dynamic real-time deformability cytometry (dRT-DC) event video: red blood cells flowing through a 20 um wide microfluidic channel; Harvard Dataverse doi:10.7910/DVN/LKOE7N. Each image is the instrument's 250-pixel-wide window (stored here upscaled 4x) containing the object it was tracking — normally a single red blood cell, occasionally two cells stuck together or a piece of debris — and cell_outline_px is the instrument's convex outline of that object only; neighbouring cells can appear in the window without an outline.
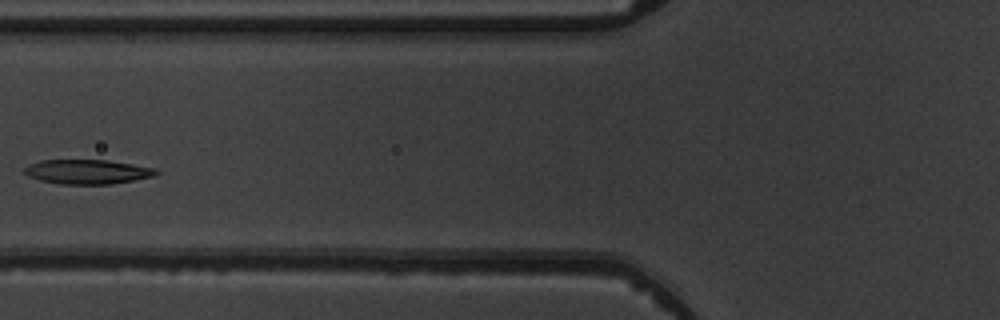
{"species": "common noctule bat (a hibernating species)", "species_latin": "Nyctalus noctula", "temperature_condition": "warm", "stored_images_in_passage": 6, "camera_frame_rate_fps": 3000, "um_per_image_px": 0.085, "animal": {"sex": "male", "body_mass_g": 19.5, "forearm_length_mm": 54.6}, "frame": {"image": 1, "passage_image": 5, "time_ms": 4.667, "image_size_px": [1000, 320], "cell_outline_px": [[160, 172], [152, 176], [112, 184], [60, 184], [40, 180], [28, 176], [20, 172], [28, 164], [40, 160], [108, 160], [156, 168]], "centroid_in_image_um": [7.37, 14.59], "position_along_channel_um": 118.4, "area_um2": 18.84}}
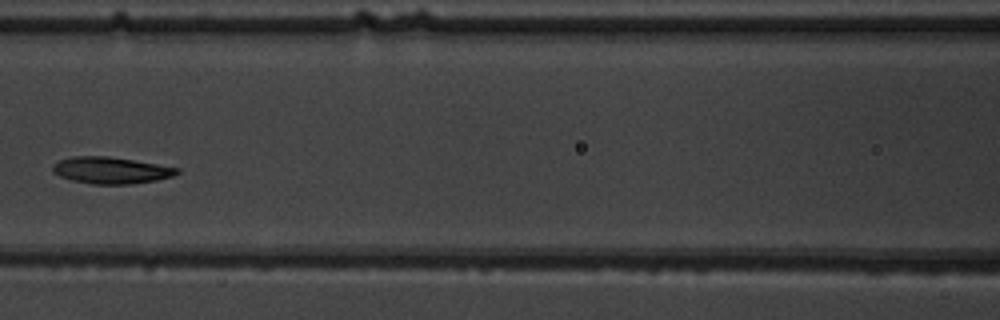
{"frame": {"image": 2, "passage_image": 6, "time_ms": 5.667, "image_size_px": [1000, 320], "cell_outline_px": [[180, 172], [172, 176], [156, 180], [132, 184], [92, 184], [72, 180], [60, 176], [52, 172], [52, 164], [60, 160], [72, 156], [108, 156], [180, 168]], "centroid_in_image_um": [9.41, 14.47], "position_along_channel_um": 157.2, "area_um2": 19.25}}